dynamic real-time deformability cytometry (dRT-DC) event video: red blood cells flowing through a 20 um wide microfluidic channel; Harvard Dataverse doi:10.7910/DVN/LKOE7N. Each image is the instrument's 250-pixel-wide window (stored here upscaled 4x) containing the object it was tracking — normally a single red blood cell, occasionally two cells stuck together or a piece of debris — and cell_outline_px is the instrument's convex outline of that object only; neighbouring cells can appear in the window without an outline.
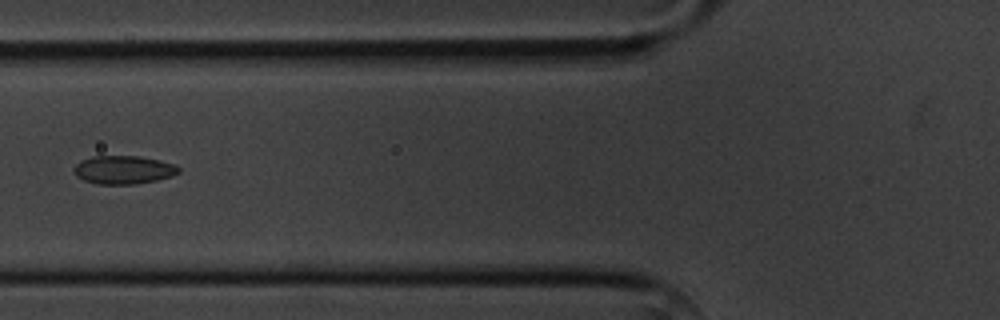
{"species": "common noctule bat (a hibernating species)", "species_latin": "Nyctalus noctula", "temperature_condition": "cold", "stored_images_in_passage": 14, "camera_frame_rate_fps": 3000, "um_per_image_px": 0.085, "animal": {"sex": "male", "body_mass_g": 20.1, "forearm_length_mm": 53.5}, "frame": {"image": 1, "passage_image": 5, "time_ms": 5.667, "image_size_px": [1000, 320], "cell_outline_px": [[180, 172], [172, 176], [156, 180], [136, 184], [96, 184], [84, 180], [76, 176], [72, 168], [80, 160], [92, 156], [136, 156], [160, 160], [176, 164], [180, 168]], "centroid_in_image_um": [10.49, 14.43], "position_along_channel_um": 115.3, "area_um2": 17.46}}
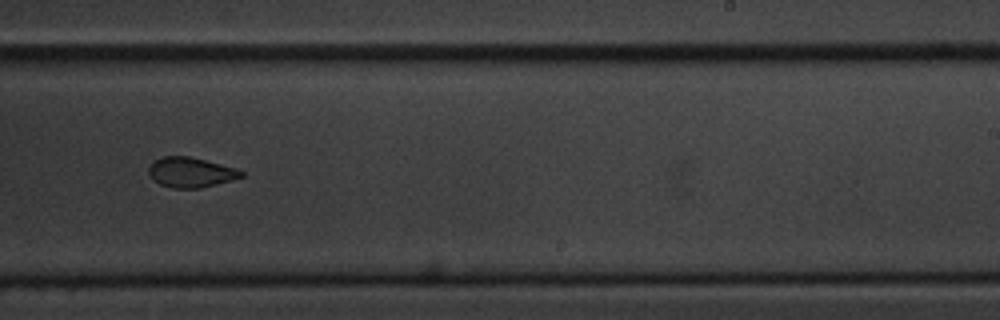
{"frame": {"image": 2, "passage_image": 9, "time_ms": 10.0, "image_size_px": [1000, 320], "cell_outline_px": [[244, 176], [232, 180], [200, 188], [172, 188], [160, 184], [148, 172], [148, 168], [152, 160], [164, 156], [188, 156], [236, 168], [244, 172]], "centroid_in_image_um": [16.21, 14.64], "position_along_channel_um": 272.8, "area_um2": 16.07}}
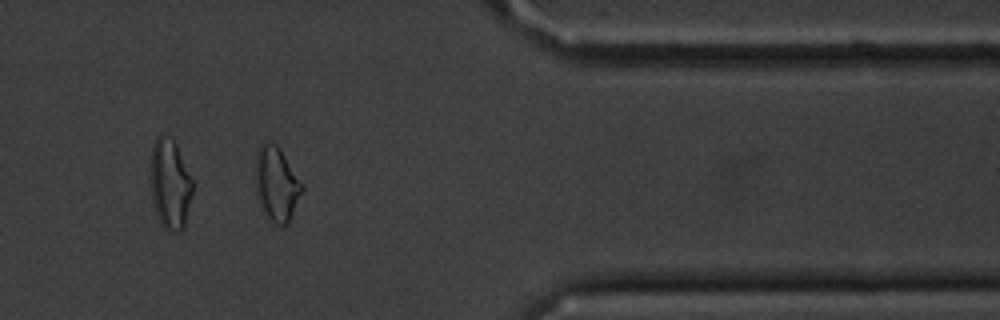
{"frame": {"image": 3, "passage_image": 12, "time_ms": 13.667, "image_size_px": [1000, 320], "cell_outline_px": [[304, 188], [288, 224], [268, 224], [256, 192], [256, 152], [260, 144], [264, 140], [272, 140], [280, 148], [304, 184]], "centroid_in_image_um": [23.51, 15.62], "position_along_channel_um": 387.9, "area_um2": 20.63}, "authors_computed_cell_mechanics": {"area_um2": 17.5423, "velocity_mm_per_s": 3.63, "shape_relaxation_time_tau1_ms": 3.7391, "shape_relaxation_time_tau2_ms": 4.9943, "deformation_change_tau1": 0.0862, "deformation_change_tau2": 0.0617}}